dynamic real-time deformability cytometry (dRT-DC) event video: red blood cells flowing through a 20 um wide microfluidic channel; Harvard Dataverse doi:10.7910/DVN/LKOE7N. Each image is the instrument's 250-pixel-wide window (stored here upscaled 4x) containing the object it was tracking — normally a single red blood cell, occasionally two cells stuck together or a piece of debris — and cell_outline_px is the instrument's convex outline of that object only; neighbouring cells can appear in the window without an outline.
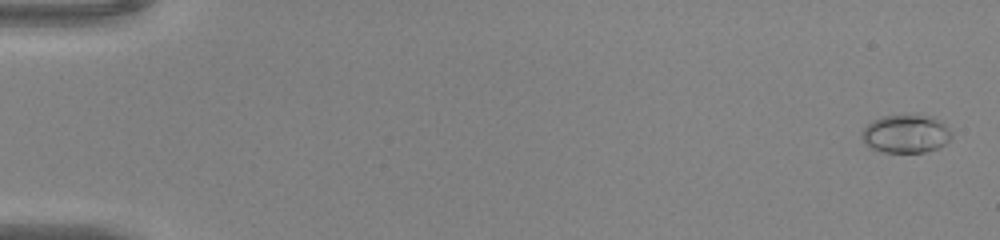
{"species": "common noctule bat (a hibernating species)", "species_latin": "Nyctalus noctula", "temperature_condition": "warm", "stored_images_in_passage": 52, "camera_frame_rate_fps": 3000, "um_per_image_px": 0.085, "animal": {"sex": "male", "body_mass_g": 20.0, "forearm_length_mm": 53.3}, "frame": {"image": 1, "passage_image": 2, "time_ms": 0.333, "image_size_px": [1000, 240], "cell_outline_px": [[952, 136], [940, 148], [924, 152], [880, 152], [868, 148], [860, 136], [860, 132], [872, 120], [884, 116], [932, 116], [940, 120], [952, 132]], "centroid_in_image_um": [76.97, 11.4], "position_along_channel_um": 8.0, "area_um2": 20.06}}
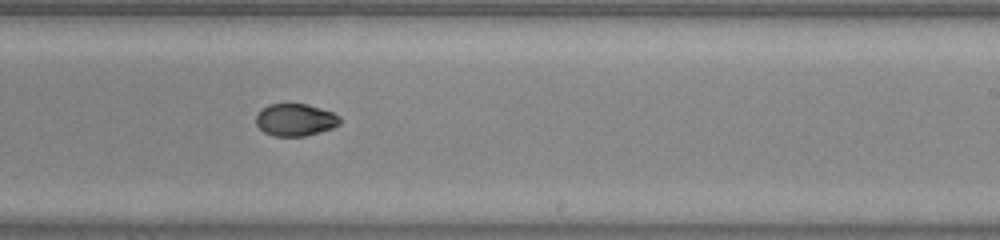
{"frame": {"image": 2, "passage_image": 33, "time_ms": 10.667, "image_size_px": [1000, 240], "cell_outline_px": [[340, 124], [332, 128], [320, 132], [304, 136], [272, 136], [264, 132], [256, 124], [256, 116], [260, 108], [268, 104], [308, 104], [332, 112], [340, 116]], "centroid_in_image_um": [25.08, 10.18], "position_along_channel_um": 263.9, "area_um2": 15.9}}
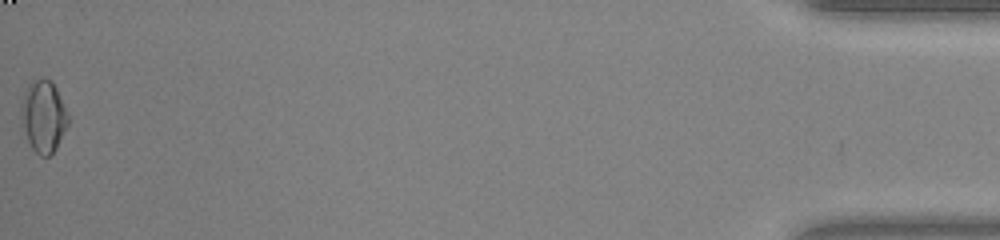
{"frame": {"image": 3, "passage_image": 52, "time_ms": 17.0, "image_size_px": [1000, 240], "cell_outline_px": [[68, 124], [56, 148], [48, 156], [40, 156], [32, 148], [20, 128], [20, 104], [24, 92], [28, 84], [32, 80], [40, 76], [48, 80], [56, 88], [68, 112]], "centroid_in_image_um": [3.64, 9.88], "position_along_channel_um": 431.6, "area_um2": 20.06}, "authors_computed_cell_mechanics": {"area_um2": 17.1377, "velocity_mm_per_s": 4.1152, "shape_relaxation_time_tau1_ms": 10.2229, "shape_relaxation_time_tau2_ms": 3.5516, "deformation_change_tau1": 0.2291, "deformation_change_tau2": 0.0364}}